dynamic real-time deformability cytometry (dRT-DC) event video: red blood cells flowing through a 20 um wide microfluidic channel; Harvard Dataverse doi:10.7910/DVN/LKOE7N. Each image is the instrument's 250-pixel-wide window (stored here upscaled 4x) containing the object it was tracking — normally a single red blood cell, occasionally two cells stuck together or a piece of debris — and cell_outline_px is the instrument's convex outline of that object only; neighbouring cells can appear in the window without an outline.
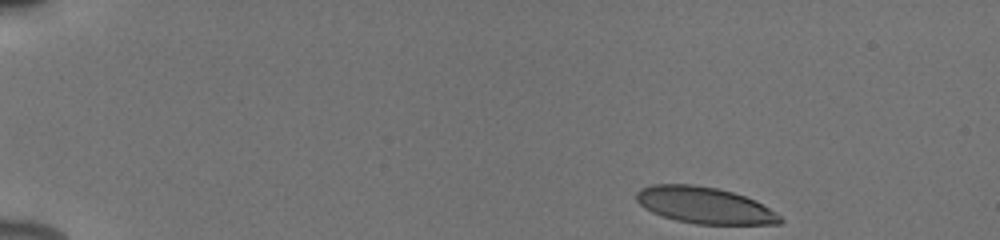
{"species": "human", "species_latin": "Homo sapiens", "temperature_condition": "cold", "stored_images_in_passage": 47, "camera_frame_rate_fps": 3000, "um_per_image_px": 0.085, "donor": {"sex": "male"}, "frame": {"image": 1, "passage_image": 1, "time_ms": 0.0, "image_size_px": [1000, 240], "cell_outline_px": [[784, 220], [780, 224], [696, 224], [676, 220], [652, 212], [644, 208], [636, 200], [636, 192], [640, 188], [652, 184], [692, 184], [716, 188], [732, 192], [756, 200], [776, 212]], "centroid_in_image_um": [59.88, 17.45], "position_along_channel_um": 25.1, "area_um2": 30.58}}
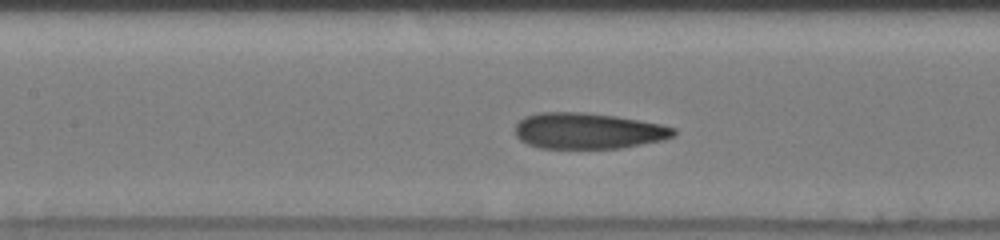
{"frame": {"image": 2, "passage_image": 20, "time_ms": 6.333, "image_size_px": [1000, 240], "cell_outline_px": [[676, 132], [672, 136], [664, 140], [620, 148], [540, 148], [528, 144], [520, 140], [516, 136], [516, 124], [524, 116], [540, 112], [584, 112], [616, 116], [660, 124], [676, 128]], "centroid_in_image_um": [49.97, 11.12], "position_along_channel_um": 157.4, "area_um2": 33.23}}
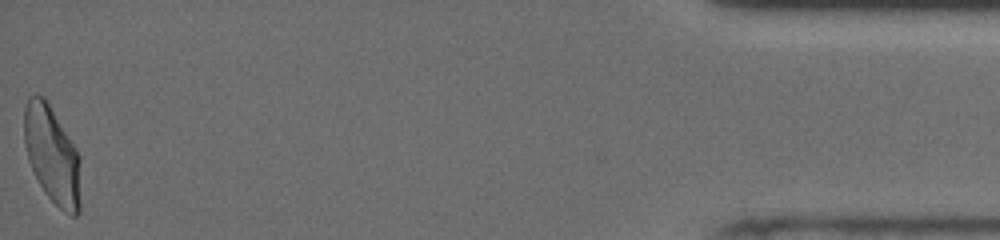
{"frame": {"image": 3, "passage_image": 47, "time_ms": 15.333, "image_size_px": [1000, 240], "cell_outline_px": [[80, 212], [76, 216], [72, 216], [64, 212], [44, 192], [28, 160], [24, 144], [24, 108], [28, 100], [36, 92], [44, 96], [76, 148], [80, 156]], "centroid_in_image_um": [4.44, 13.17], "position_along_channel_um": 430.8, "area_um2": 32.14}, "authors_computed_cell_mechanics": {"area_um2": 32.7726, "velocity_mm_per_s": 3.9064, "shape_relaxation_time_tau1_ms": 4.9866, "shape_relaxation_time_tau2_ms": 1.3856, "deformation_change_tau1": 0.1899, "deformation_change_tau2": 0.0814}}